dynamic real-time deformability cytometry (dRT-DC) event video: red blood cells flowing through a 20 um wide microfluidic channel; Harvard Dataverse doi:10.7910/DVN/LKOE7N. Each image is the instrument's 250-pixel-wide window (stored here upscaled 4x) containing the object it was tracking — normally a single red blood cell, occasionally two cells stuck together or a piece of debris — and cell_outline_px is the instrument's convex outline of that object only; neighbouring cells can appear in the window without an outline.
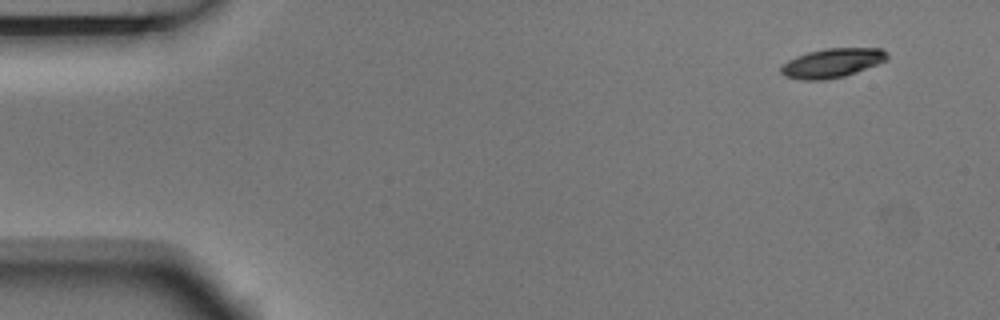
{"species": "Egyptian fruit bat (a non-hibernating species)", "species_latin": "Rousettus aegyptiacus", "temperature_condition": "room temperature", "stored_images_in_passage": 13, "camera_frame_rate_fps": 3000, "um_per_image_px": 0.085, "animal": {"sex": "male"}, "frame": {"image": 1, "passage_image": 1, "time_ms": 0.0, "image_size_px": [1000, 320], "cell_outline_px": [[888, 60], [856, 72], [844, 76], [824, 80], [800, 80], [784, 76], [780, 72], [780, 68], [788, 60], [796, 56], [808, 52], [824, 48], [880, 48], [888, 52]], "centroid_in_image_um": [70.73, 5.35], "position_along_channel_um": 14.3, "area_um2": 18.15}}
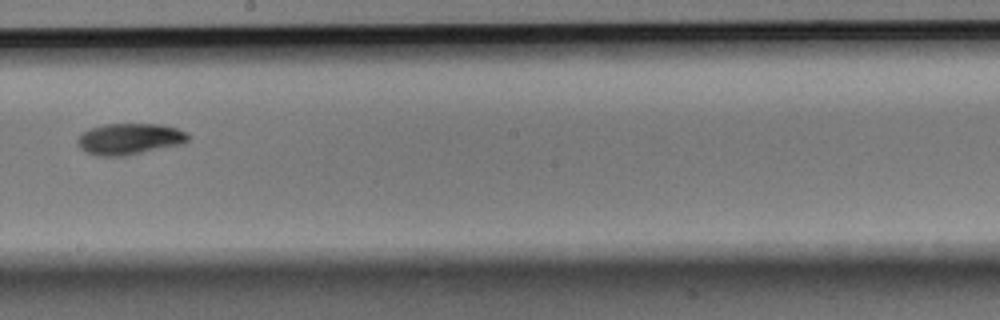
{"frame": {"image": 2, "passage_image": 8, "time_ms": 2.333, "image_size_px": [1000, 320], "cell_outline_px": [[192, 136], [188, 140], [180, 144], [128, 156], [96, 156], [80, 148], [76, 144], [76, 140], [84, 132], [92, 128], [104, 124], [160, 124], [176, 128]], "centroid_in_image_um": [11.0, 11.82], "position_along_channel_um": 237.2, "area_um2": 20.11}}
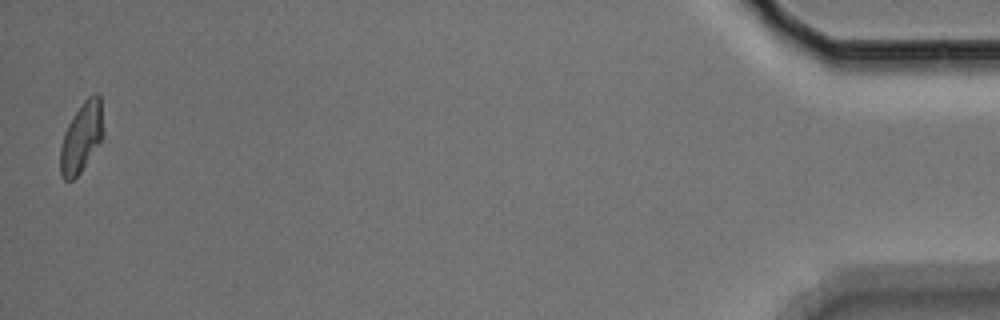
{"frame": {"image": 3, "passage_image": 13, "time_ms": 4.0, "image_size_px": [1000, 320], "cell_outline_px": [[104, 136], [80, 172], [72, 180], [64, 180], [60, 172], [60, 148], [64, 132], [68, 124], [84, 100], [88, 96], [96, 92], [100, 96], [104, 132]], "centroid_in_image_um": [6.93, 11.65], "position_along_channel_um": 428.3, "area_um2": 17.4}}